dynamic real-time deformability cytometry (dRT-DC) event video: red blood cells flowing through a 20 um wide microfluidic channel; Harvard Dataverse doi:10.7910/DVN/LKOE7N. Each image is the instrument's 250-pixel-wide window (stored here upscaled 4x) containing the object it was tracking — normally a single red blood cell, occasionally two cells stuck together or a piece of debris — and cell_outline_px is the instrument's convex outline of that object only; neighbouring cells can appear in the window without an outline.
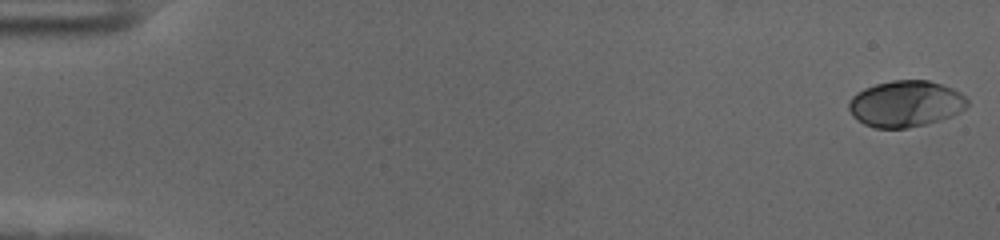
{"species": "human", "species_latin": "Homo sapiens", "temperature_condition": "cold", "stored_images_in_passage": 57, "camera_frame_rate_fps": 3000, "um_per_image_px": 0.085, "donor": {"sex": "female"}, "frame": {"image": 1, "passage_image": 1, "time_ms": 0.0, "image_size_px": [1000, 240], "cell_outline_px": [[968, 104], [960, 112], [952, 116], [940, 120], [908, 128], [876, 128], [864, 124], [852, 116], [848, 108], [848, 100], [856, 92], [864, 88], [876, 84], [892, 80], [928, 80], [952, 88], [960, 92], [968, 100]], "centroid_in_image_um": [76.95, 8.82], "position_along_channel_um": 8.0, "area_um2": 32.08}}
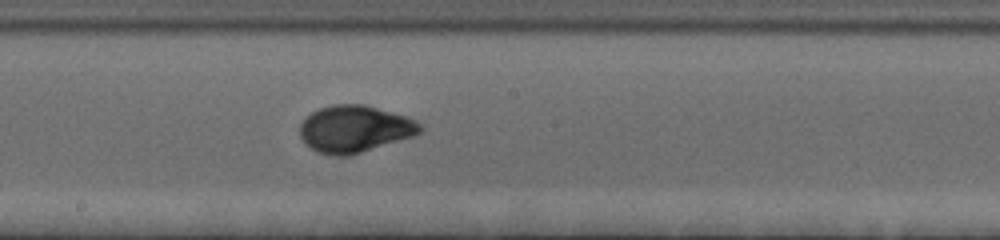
{"frame": {"image": 2, "passage_image": 32, "time_ms": 10.333, "image_size_px": [1000, 240], "cell_outline_px": [[424, 128], [420, 132], [412, 136], [348, 156], [332, 156], [316, 152], [304, 144], [300, 136], [300, 124], [304, 116], [320, 108], [332, 104], [364, 104], [404, 116], [416, 120]], "centroid_in_image_um": [30.08, 10.96], "position_along_channel_um": 218.1, "area_um2": 32.89}}
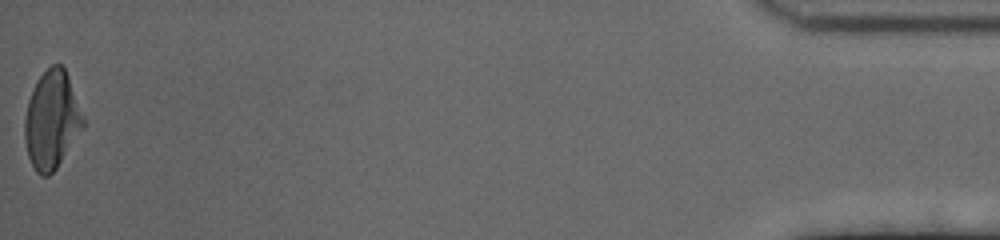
{"frame": {"image": 3, "passage_image": 57, "time_ms": 18.667, "image_size_px": [1000, 240], "cell_outline_px": [[84, 124], [56, 168], [48, 176], [40, 176], [36, 172], [28, 156], [24, 140], [24, 120], [28, 100], [32, 88], [36, 80], [52, 64], [60, 64], [64, 68], [84, 116]], "centroid_in_image_um": [4.36, 10.19], "position_along_channel_um": 430.8, "area_um2": 32.89}, "authors_computed_cell_mechanics": {"area_um2": 31.4432, "velocity_mm_per_s": 3.6093, "shape_relaxation_time_tau1_ms": 3.5751, "shape_relaxation_time_tau2_ms": null, "deformation_change_tau1": 0.1723, "deformation_change_tau2": null}}